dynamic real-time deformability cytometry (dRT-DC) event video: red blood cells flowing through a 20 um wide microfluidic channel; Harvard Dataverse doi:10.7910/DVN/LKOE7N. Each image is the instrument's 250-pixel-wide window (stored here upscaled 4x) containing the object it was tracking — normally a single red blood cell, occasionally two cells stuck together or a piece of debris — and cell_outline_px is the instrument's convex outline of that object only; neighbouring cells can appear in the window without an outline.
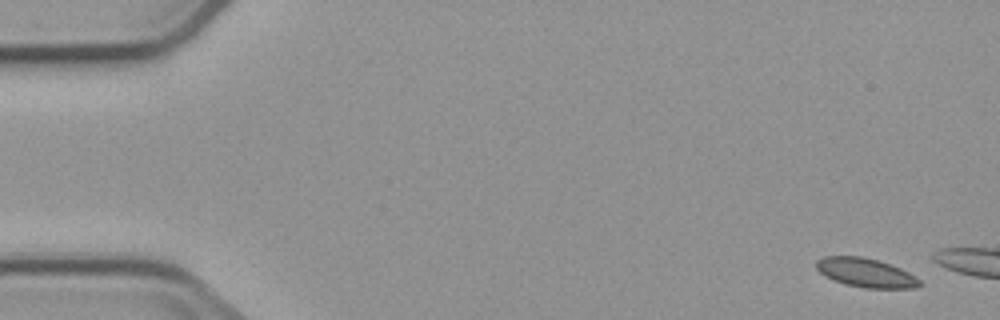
{"species": "common noctule bat (a hibernating species)", "species_latin": "Nyctalus noctula", "temperature_condition": "cold", "stored_images_in_passage": 3, "camera_frame_rate_fps": 3000, "um_per_image_px": 0.085, "animal": {"sex": "male", "body_mass_g": 23.1, "forearm_length_mm": 52.7}, "frame": {"image": 1, "passage_image": 1, "time_ms": 0.0, "image_size_px": [1000, 320], "cell_outline_px": [[920, 284], [916, 288], [864, 288], [844, 284], [832, 280], [824, 276], [816, 268], [816, 260], [824, 256], [860, 256], [876, 260], [900, 268], [916, 276], [920, 280]], "centroid_in_image_um": [73.55, 23.19], "position_along_channel_um": 11.4, "area_um2": 17.46}}